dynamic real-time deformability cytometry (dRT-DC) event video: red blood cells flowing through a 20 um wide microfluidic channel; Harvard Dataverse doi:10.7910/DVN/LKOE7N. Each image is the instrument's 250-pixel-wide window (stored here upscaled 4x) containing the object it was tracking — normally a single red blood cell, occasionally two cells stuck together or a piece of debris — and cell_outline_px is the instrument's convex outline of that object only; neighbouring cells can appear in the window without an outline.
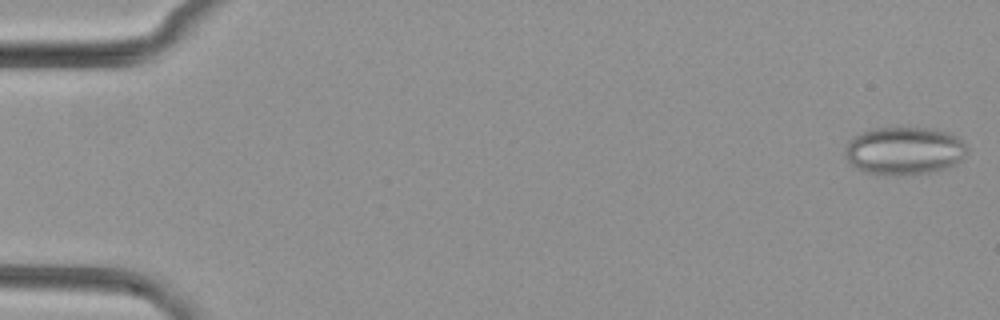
{"species": "common noctule bat (a hibernating species)", "species_latin": "Nyctalus noctula", "temperature_condition": "cold", "stored_images_in_passage": 17, "camera_frame_rate_fps": 3000, "um_per_image_px": 0.085, "animal": {"sex": "female", "body_mass_g": 29.2, "forearm_length_mm": 56.3}, "frame": {"image": 1, "passage_image": 1, "time_ms": 0.0, "image_size_px": [1000, 320], "cell_outline_px": [[968, 152], [956, 164], [948, 168], [928, 172], [868, 172], [856, 168], [844, 156], [844, 152], [848, 140], [852, 136], [868, 128], [928, 128], [948, 132], [956, 136], [968, 148]], "centroid_in_image_um": [76.85, 12.76], "position_along_channel_um": 8.2, "area_um2": 33.41}}